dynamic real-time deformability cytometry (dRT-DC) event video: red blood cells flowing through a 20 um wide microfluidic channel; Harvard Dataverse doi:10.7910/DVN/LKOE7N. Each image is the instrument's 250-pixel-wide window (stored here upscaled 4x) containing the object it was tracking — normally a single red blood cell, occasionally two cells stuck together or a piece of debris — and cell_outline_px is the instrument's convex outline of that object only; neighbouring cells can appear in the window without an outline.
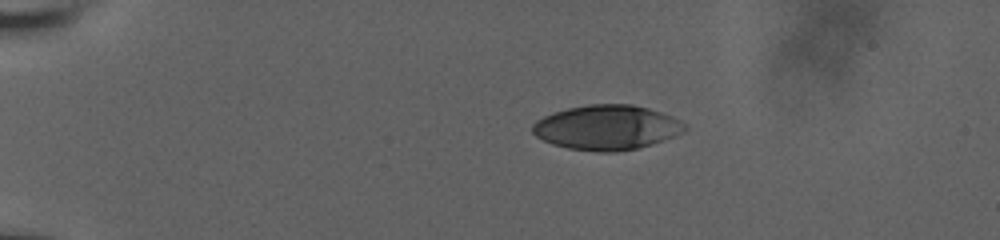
{"species": "human", "species_latin": "Homo sapiens", "temperature_condition": "room temperature", "stored_images_in_passage": 48, "camera_frame_rate_fps": 3000, "um_per_image_px": 0.085, "donor": {"sex": "male"}, "frame": {"image": 1, "passage_image": 1, "time_ms": 0.0, "image_size_px": [1000, 240], "cell_outline_px": [[688, 128], [684, 132], [676, 136], [652, 144], [636, 148], [616, 152], [596, 152], [568, 148], [552, 144], [536, 136], [532, 132], [532, 124], [536, 120], [544, 116], [568, 108], [588, 104], [632, 104], [648, 108], [672, 116], [680, 120]], "centroid_in_image_um": [51.59, 10.84], "position_along_channel_um": 33.4, "area_um2": 39.77}}
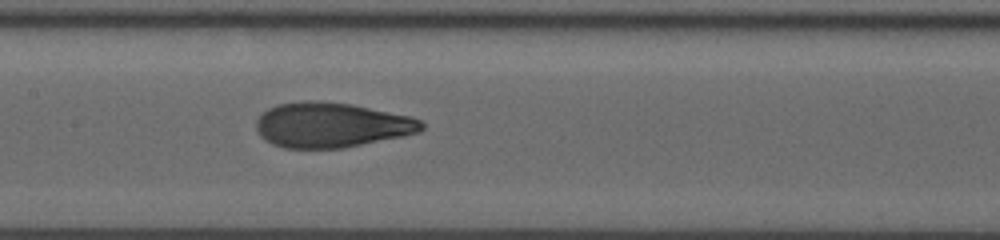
{"frame": {"image": 2, "passage_image": 22, "time_ms": 6.0, "image_size_px": [1000, 240], "cell_outline_px": [[424, 128], [420, 132], [404, 136], [344, 148], [284, 148], [272, 144], [260, 136], [256, 128], [256, 120], [268, 108], [276, 104], [304, 100], [316, 100], [352, 104], [412, 116], [420, 120], [424, 124]], "centroid_in_image_um": [28.18, 10.62], "position_along_channel_um": 179.2, "area_um2": 43.7}}
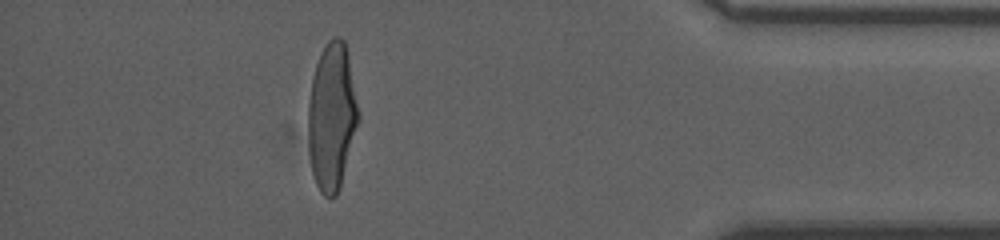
{"frame": {"image": 3, "passage_image": 41, "time_ms": 13.0, "image_size_px": [1000, 240], "cell_outline_px": [[360, 120], [340, 188], [336, 196], [324, 196], [320, 192], [316, 184], [312, 172], [308, 148], [308, 104], [312, 76], [320, 52], [328, 40], [332, 36], [340, 36], [344, 40], [348, 56], [360, 116]], "centroid_in_image_um": [28.2, 9.92], "position_along_channel_um": 407.0, "area_um2": 43.52}, "authors_computed_cell_mechanics": {"area_um2": 42.9454, "velocity_mm_per_s": 3.7674, "shape_relaxation_time_tau1_ms": 5.8435, "shape_relaxation_time_tau2_ms": 0.8666, "deformation_change_tau1": 0.2447, "deformation_change_tau2": 0.0782}}